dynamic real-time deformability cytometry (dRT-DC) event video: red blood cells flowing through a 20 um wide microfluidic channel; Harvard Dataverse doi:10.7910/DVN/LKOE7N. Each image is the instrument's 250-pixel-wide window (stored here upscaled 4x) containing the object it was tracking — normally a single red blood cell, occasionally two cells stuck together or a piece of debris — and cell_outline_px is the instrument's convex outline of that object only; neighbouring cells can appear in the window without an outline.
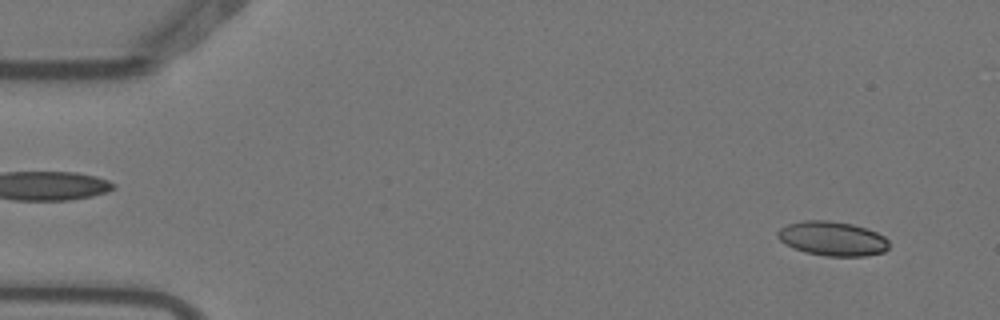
{"species": "Egyptian fruit bat (a non-hibernating species)", "species_latin": "Rousettus aegyptiacus", "temperature_condition": "warm", "stored_images_in_passage": 6, "camera_frame_rate_fps": 3000, "um_per_image_px": 0.085, "animal": {"sex": "female"}, "frame": {"image": 1, "passage_image": 1, "time_ms": 0.0, "image_size_px": [1000, 320], "cell_outline_px": [[888, 248], [884, 252], [864, 256], [824, 256], [804, 252], [792, 248], [780, 240], [776, 236], [776, 232], [780, 228], [788, 224], [804, 220], [828, 220], [852, 224], [876, 232], [884, 236], [888, 240]], "centroid_in_image_um": [70.72, 20.28], "position_along_channel_um": 14.3, "area_um2": 22.37}}
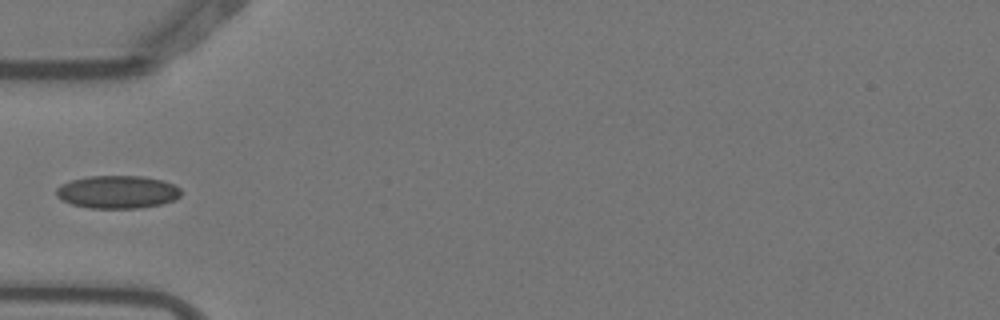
{"frame": {"image": 2, "passage_image": 5, "time_ms": 1.333, "image_size_px": [1000, 320], "cell_outline_px": [[180, 196], [172, 200], [160, 204], [140, 208], [88, 208], [72, 204], [56, 196], [56, 188], [60, 184], [72, 180], [88, 176], [144, 176], [164, 180], [180, 188]], "centroid_in_image_um": [9.97, 16.31], "position_along_channel_um": 75.0, "area_um2": 23.87}}
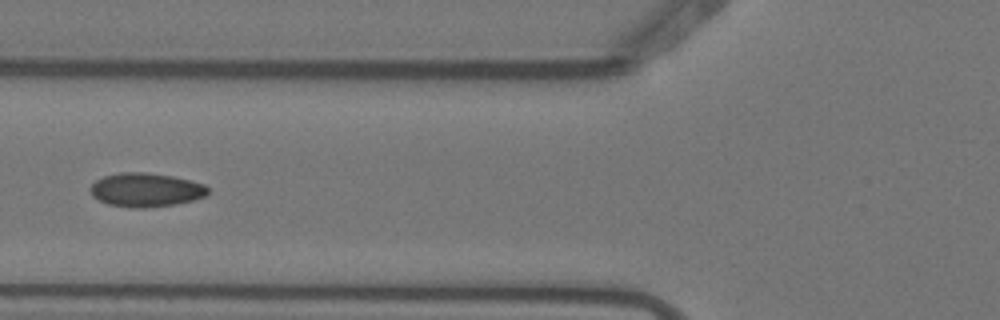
{"frame": {"image": 3, "passage_image": 6, "time_ms": 1.667, "image_size_px": [1000, 320], "cell_outline_px": [[208, 192], [204, 196], [192, 200], [176, 204], [144, 208], [128, 208], [108, 204], [92, 196], [88, 188], [96, 180], [104, 176], [120, 172], [144, 172], [172, 176], [204, 184], [208, 188]], "centroid_in_image_um": [12.35, 16.14], "position_along_channel_um": 113.4, "area_um2": 23.18}}